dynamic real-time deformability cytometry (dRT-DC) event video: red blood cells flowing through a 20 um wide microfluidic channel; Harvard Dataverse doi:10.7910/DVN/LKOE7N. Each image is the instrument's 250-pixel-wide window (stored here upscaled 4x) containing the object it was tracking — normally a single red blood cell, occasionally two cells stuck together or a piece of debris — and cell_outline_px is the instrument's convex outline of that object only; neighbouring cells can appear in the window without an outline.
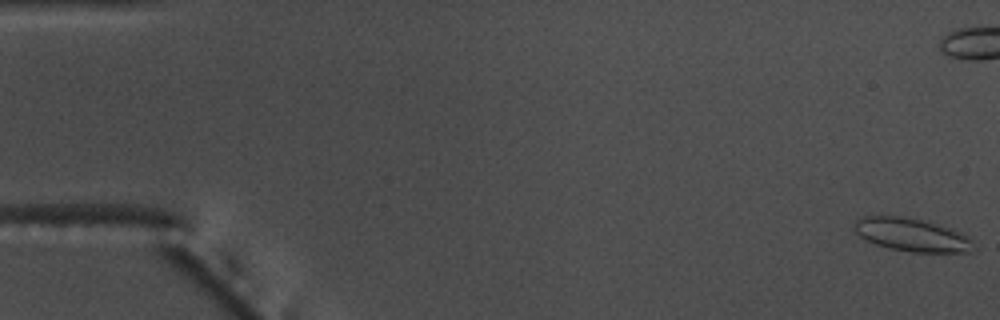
{"species": "common noctule bat (a hibernating species)", "species_latin": "Nyctalus noctula", "temperature_condition": "warm", "stored_images_in_passage": 58, "camera_frame_rate_fps": 3000, "um_per_image_px": 0.085, "animal": {"sex": "male", "body_mass_g": 17.5, "forearm_length_mm": 52.3}, "frame": {"image": 1, "passage_image": 1, "time_ms": 0.0, "image_size_px": [1000, 320], "cell_outline_px": [[980, 248], [972, 252], [912, 252], [892, 248], [876, 244], [860, 236], [856, 232], [856, 220], [864, 216], [904, 216], [920, 220], [948, 228], [960, 232], [968, 236]], "centroid_in_image_um": [77.59, 19.98], "position_along_channel_um": 7.4, "area_um2": 22.77}}
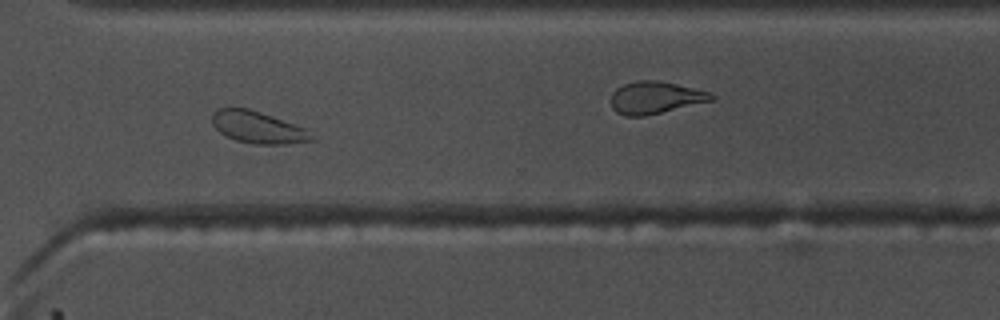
{"frame": {"image": 2, "passage_image": 42, "time_ms": 13.667, "image_size_px": [1000, 320], "cell_outline_px": [[316, 140], [288, 144], [252, 144], [236, 140], [224, 136], [212, 124], [212, 112], [220, 108], [248, 108], [260, 112], [304, 128]], "centroid_in_image_um": [21.87, 10.83], "position_along_channel_um": 348.7, "area_um2": 18.32}, "authors_computed_cell_mechanics": {"area_um2": 19.7965, "velocity_mm_per_s": 3.6426, "shape_relaxation_time_tau1_ms": 2.2087, "shape_relaxation_time_tau2_ms": null, "deformation_change_tau1": 0.0981, "deformation_change_tau2": null}}